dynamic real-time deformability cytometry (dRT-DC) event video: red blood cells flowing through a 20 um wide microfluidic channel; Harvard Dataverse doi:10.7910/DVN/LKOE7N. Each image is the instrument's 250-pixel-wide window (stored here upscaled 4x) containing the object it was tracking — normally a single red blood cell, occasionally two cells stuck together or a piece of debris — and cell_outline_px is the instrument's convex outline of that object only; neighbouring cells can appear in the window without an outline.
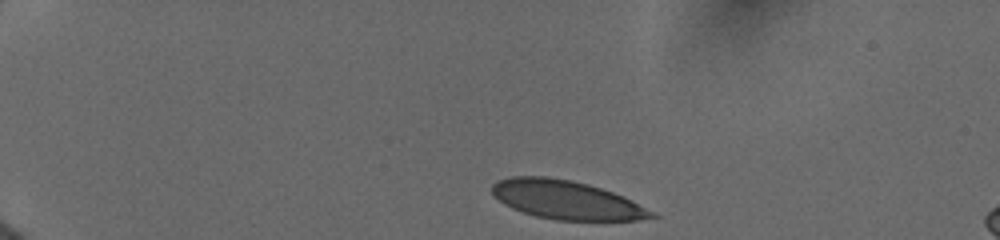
{"species": "human", "species_latin": "Homo sapiens", "temperature_condition": "cold", "stored_images_in_passage": 45, "camera_frame_rate_fps": 3000, "um_per_image_px": 0.085, "donor": {"sex": "female"}, "frame": {"image": 1, "passage_image": 1, "time_ms": 0.0, "image_size_px": [1000, 240], "cell_outline_px": [[660, 216], [636, 220], [556, 220], [536, 216], [512, 208], [504, 204], [492, 192], [492, 184], [496, 180], [512, 176], [548, 176], [572, 180], [588, 184], [624, 196], [656, 212]], "centroid_in_image_um": [48.16, 16.98], "position_along_channel_um": 36.8, "area_um2": 36.01}}
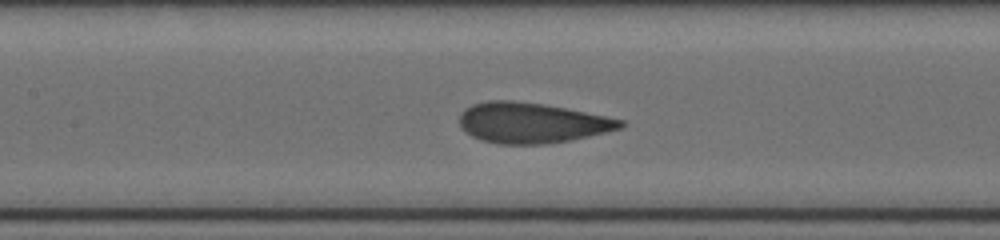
{"frame": {"image": 2, "passage_image": 20, "time_ms": 5.333, "image_size_px": [1000, 240], "cell_outline_px": [[628, 124], [624, 128], [588, 136], [568, 140], [544, 144], [496, 144], [480, 140], [464, 132], [460, 128], [460, 112], [464, 108], [472, 104], [488, 100], [512, 100], [544, 104], [624, 120]], "centroid_in_image_um": [45.16, 10.44], "position_along_channel_um": 162.2, "area_um2": 38.09}}
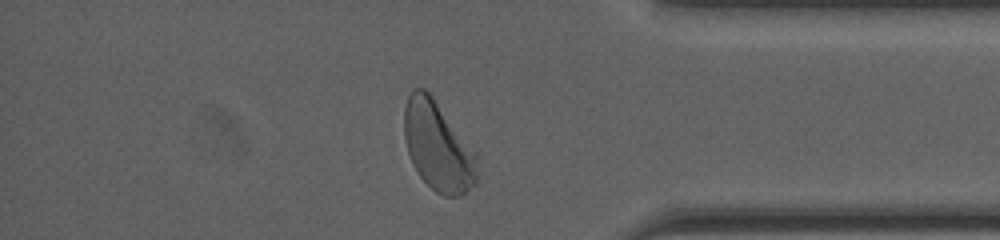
{"frame": {"image": 3, "passage_image": 38, "time_ms": 11.667, "image_size_px": [1000, 240], "cell_outline_px": [[480, 180], [460, 196], [444, 196], [436, 192], [420, 176], [412, 164], [408, 152], [404, 136], [404, 108], [408, 96], [412, 88], [424, 88], [432, 96], [476, 152]], "centroid_in_image_um": [37.24, 12.45], "position_along_channel_um": 398.0, "area_um2": 38.09}, "authors_computed_cell_mechanics": {"area_um2": 38.0902, "velocity_mm_per_s": 3.9103, "shape_relaxation_time_tau1_ms": 2.8297, "shape_relaxation_time_tau2_ms": null, "deformation_change_tau1": 0.133, "deformation_change_tau2": null}}